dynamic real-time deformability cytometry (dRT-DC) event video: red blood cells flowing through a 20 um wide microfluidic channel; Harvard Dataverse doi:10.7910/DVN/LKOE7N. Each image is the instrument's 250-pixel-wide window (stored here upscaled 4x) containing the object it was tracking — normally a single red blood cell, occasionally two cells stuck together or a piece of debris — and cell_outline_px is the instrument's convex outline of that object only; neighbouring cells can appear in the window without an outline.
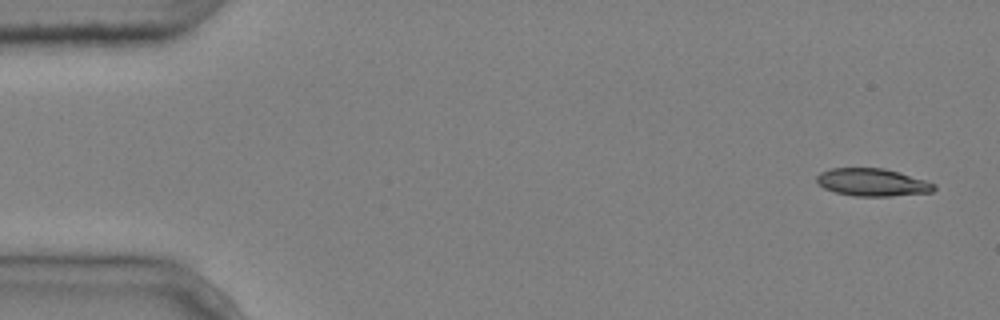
{"species": "common noctule bat (a hibernating species)", "species_latin": "Nyctalus noctula", "temperature_condition": "cold", "stored_images_in_passage": 4, "camera_frame_rate_fps": 3000, "um_per_image_px": 0.085, "animal": {"sex": "male", "body_mass_g": 20.4}, "frame": {"image": 1, "passage_image": 1, "time_ms": 0.0, "image_size_px": [1000, 320], "cell_outline_px": [[936, 188], [932, 192], [888, 196], [856, 196], [836, 192], [824, 188], [816, 180], [816, 176], [820, 172], [832, 168], [884, 168], [924, 180], [936, 184]], "centroid_in_image_um": [74.14, 15.49], "position_along_channel_um": 10.9, "area_um2": 18.67}}
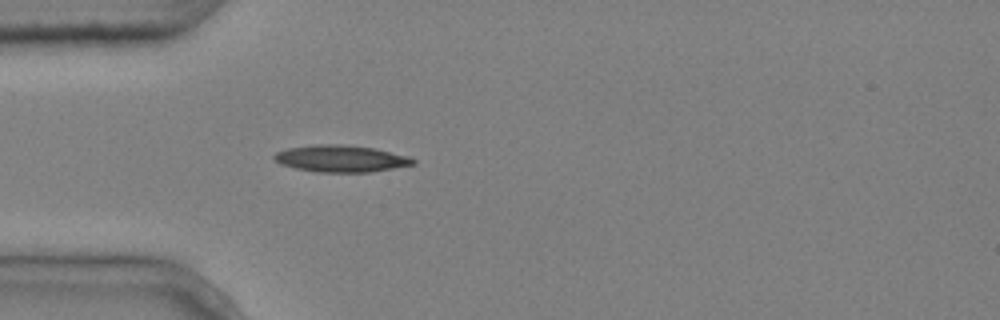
{"frame": {"image": 2, "passage_image": 4, "time_ms": 1.0, "image_size_px": [1000, 320], "cell_outline_px": [[416, 164], [368, 172], [320, 172], [296, 168], [280, 164], [272, 156], [276, 152], [288, 148], [312, 144], [340, 144], [376, 148], [408, 156], [416, 160]], "centroid_in_image_um": [28.98, 13.47], "position_along_channel_um": 56.0, "area_um2": 21.68}}